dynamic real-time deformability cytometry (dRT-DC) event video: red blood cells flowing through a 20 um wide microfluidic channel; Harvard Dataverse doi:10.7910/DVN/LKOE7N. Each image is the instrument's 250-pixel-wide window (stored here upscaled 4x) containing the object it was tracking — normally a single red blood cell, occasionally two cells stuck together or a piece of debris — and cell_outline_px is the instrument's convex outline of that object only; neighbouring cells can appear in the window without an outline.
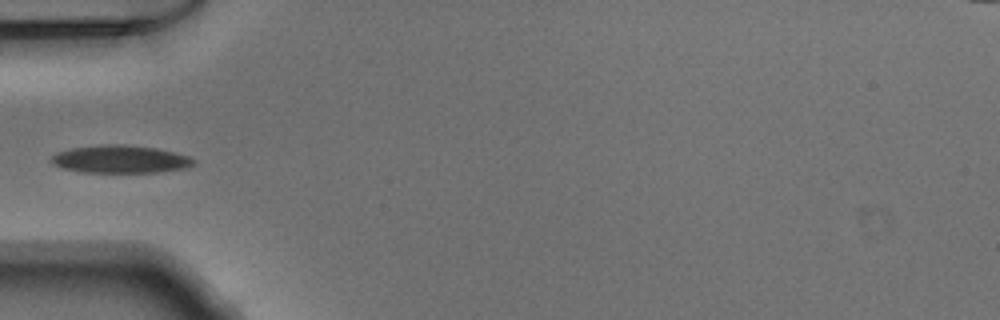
{"species": "Egyptian fruit bat (a non-hibernating species)", "species_latin": "Rousettus aegyptiacus", "temperature_condition": "warm", "stored_images_in_passage": 35, "camera_frame_rate_fps": 3000, "um_per_image_px": 0.085, "animal": {"sex": "male"}, "frame": {"image": 1, "passage_image": 1, "time_ms": 0.0, "image_size_px": [1000, 320], "cell_outline_px": [[196, 164], [184, 168], [156, 172], [84, 172], [64, 168], [52, 164], [48, 160], [56, 152], [72, 148], [100, 144], [124, 144], [156, 148], [188, 156], [196, 160]], "centroid_in_image_um": [10.2, 13.52], "position_along_channel_um": 74.8, "area_um2": 23.0}}
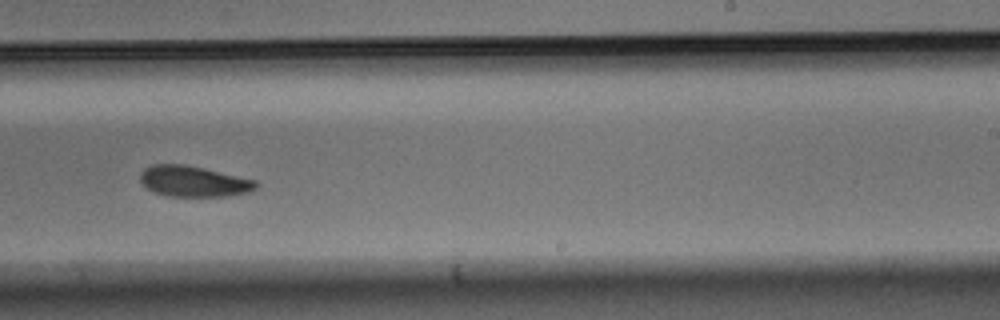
{"frame": {"image": 2, "passage_image": 16, "time_ms": 5.0, "image_size_px": [1000, 320], "cell_outline_px": [[260, 184], [256, 188], [248, 192], [228, 196], [168, 196], [156, 192], [148, 188], [140, 180], [140, 172], [144, 168], [152, 164], [184, 164], [204, 168], [256, 180]], "centroid_in_image_um": [16.47, 15.4], "position_along_channel_um": 272.5, "area_um2": 20.75}}
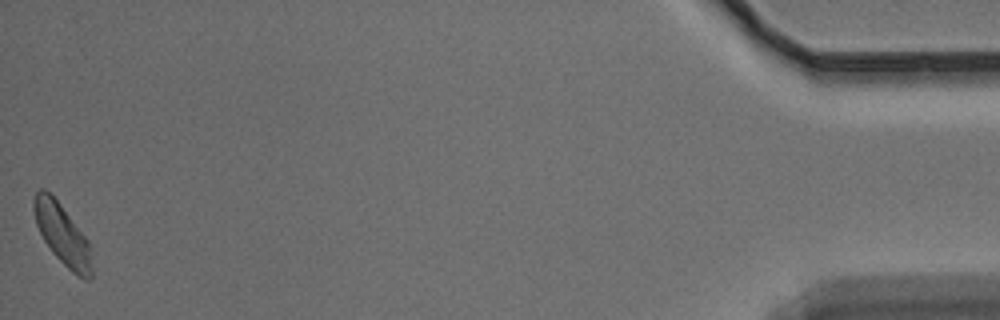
{"frame": {"image": 3, "passage_image": 35, "time_ms": 11.333, "image_size_px": [1000, 320], "cell_outline_px": [[92, 276], [88, 280], [84, 280], [76, 276], [52, 252], [44, 240], [36, 224], [32, 208], [32, 200], [36, 192], [40, 188], [44, 188], [60, 204], [88, 240], [92, 268]], "centroid_in_image_um": [5.28, 19.93], "position_along_channel_um": 429.9, "area_um2": 20.35}}